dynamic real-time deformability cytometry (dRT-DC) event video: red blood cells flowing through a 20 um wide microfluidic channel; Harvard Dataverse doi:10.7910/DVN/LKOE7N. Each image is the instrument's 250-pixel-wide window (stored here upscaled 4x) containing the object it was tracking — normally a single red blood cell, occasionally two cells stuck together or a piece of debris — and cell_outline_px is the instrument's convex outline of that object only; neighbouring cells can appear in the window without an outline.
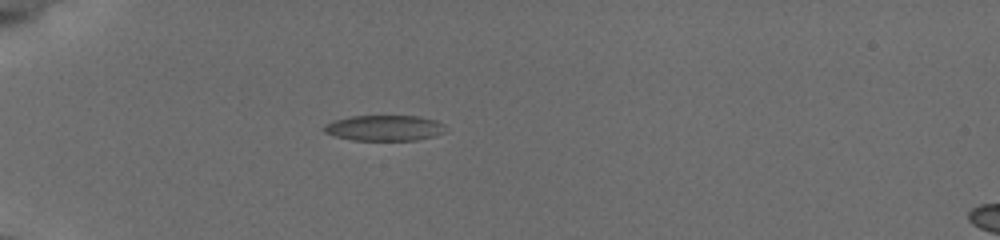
{"species": "common noctule bat (a hibernating species)", "species_latin": "Nyctalus noctula", "temperature_condition": "cold", "stored_images_in_passage": 39, "camera_frame_rate_fps": 3000, "um_per_image_px": 0.085, "animal": {"sex": "female", "body_mass_g": 19.5, "forearm_length_mm": 54.1}, "frame": {"image": 1, "passage_image": 1, "time_ms": 0.0, "image_size_px": [1000, 240], "cell_outline_px": [[444, 132], [432, 136], [416, 140], [352, 140], [336, 136], [324, 132], [324, 124], [336, 120], [352, 116], [416, 116], [436, 120], [444, 124]], "centroid_in_image_um": [32.67, 10.88], "position_along_channel_um": 52.3, "area_um2": 17.92}}
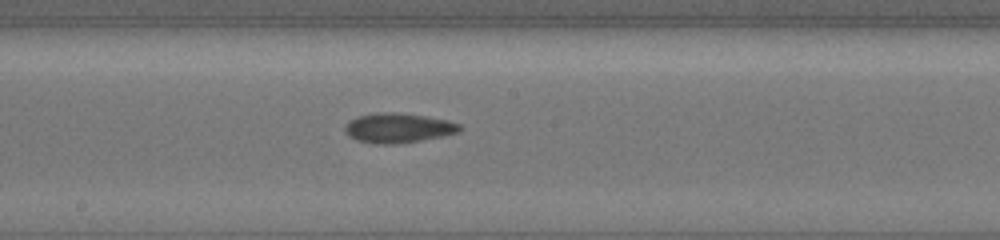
{"frame": {"image": 2, "passage_image": 16, "time_ms": 5.0, "image_size_px": [1000, 240], "cell_outline_px": [[464, 128], [460, 132], [420, 140], [384, 144], [360, 140], [348, 136], [344, 128], [348, 120], [360, 116], [376, 112], [400, 112], [448, 120], [460, 124]], "centroid_in_image_um": [33.87, 10.84], "position_along_channel_um": 214.3, "area_um2": 19.54}}
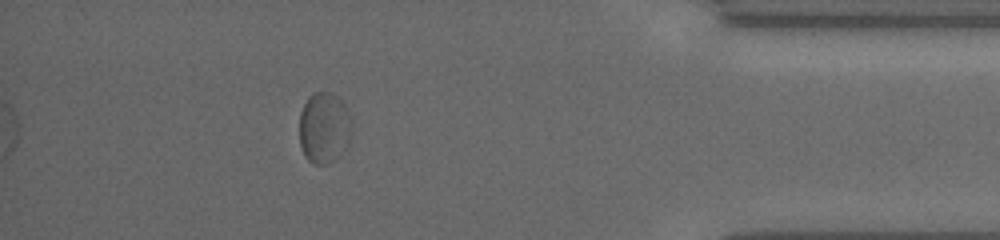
{"frame": {"image": 3, "passage_image": 34, "time_ms": 11.0, "image_size_px": [1000, 240], "cell_outline_px": [[352, 120], [348, 144], [340, 156], [336, 160], [328, 164], [312, 164], [304, 156], [300, 144], [300, 112], [308, 96], [312, 92], [332, 92], [348, 108]], "centroid_in_image_um": [27.56, 10.87], "position_along_channel_um": 407.6, "area_um2": 22.08}, "authors_computed_cell_mechanics": {"area_um2": 19.2474, "velocity_mm_per_s": 3.7642, "shape_relaxation_time_tau1_ms": 8.4041, "shape_relaxation_time_tau2_ms": 3.239, "deformation_change_tau1": 0.1632, "deformation_change_tau2": 0.0606}}